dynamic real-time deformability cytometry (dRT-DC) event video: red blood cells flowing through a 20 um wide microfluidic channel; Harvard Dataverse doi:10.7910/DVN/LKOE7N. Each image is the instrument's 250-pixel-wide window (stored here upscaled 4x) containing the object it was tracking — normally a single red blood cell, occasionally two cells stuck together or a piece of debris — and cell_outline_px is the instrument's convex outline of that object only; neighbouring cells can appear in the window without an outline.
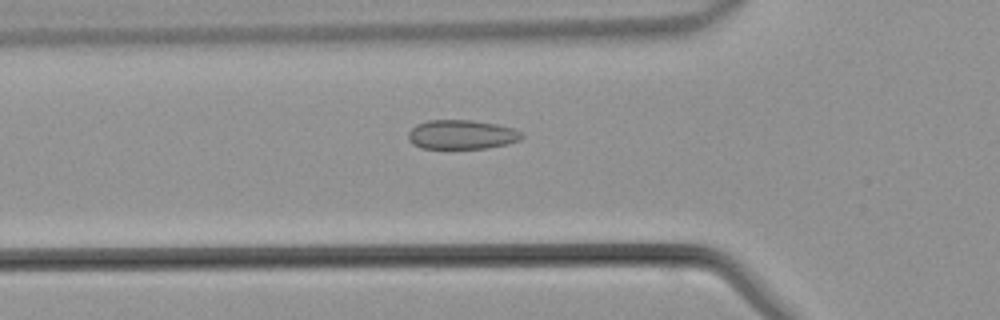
{"species": "common noctule bat (a hibernating species)", "species_latin": "Nyctalus noctula", "temperature_condition": "warm", "stored_images_in_passage": 43, "camera_frame_rate_fps": 3000, "um_per_image_px": 0.085, "animal": {"sex": "male", "body_mass_g": 21.5, "forearm_length_mm": 52.0}, "frame": {"image": 1, "passage_image": 14, "time_ms": 4.333, "image_size_px": [1000, 320], "cell_outline_px": [[524, 136], [520, 140], [504, 144], [484, 148], [420, 148], [412, 144], [408, 140], [408, 132], [416, 124], [428, 120], [472, 120], [496, 124], [516, 128], [524, 132]], "centroid_in_image_um": [39.25, 11.43], "position_along_channel_um": 86.6, "area_um2": 19.48}}
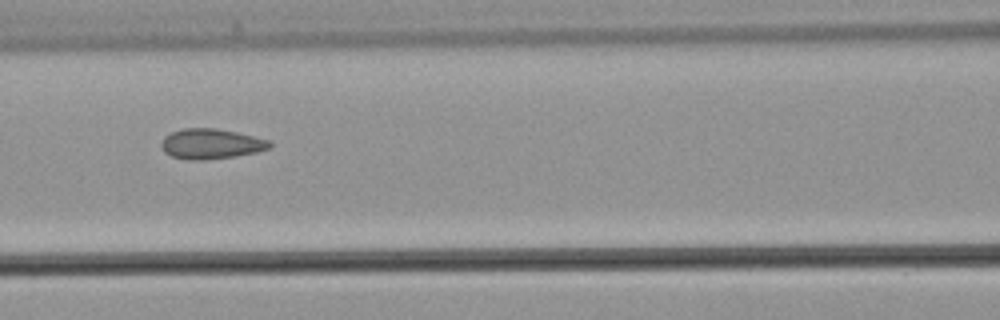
{"frame": {"image": 2, "passage_image": 18, "time_ms": 5.667, "image_size_px": [1000, 320], "cell_outline_px": [[272, 144], [268, 148], [256, 152], [236, 156], [204, 160], [192, 160], [172, 156], [164, 152], [160, 144], [164, 136], [172, 132], [184, 128], [216, 128], [236, 132], [272, 140]], "centroid_in_image_um": [17.94, 12.22], "position_along_channel_um": 148.7, "area_um2": 19.07}}
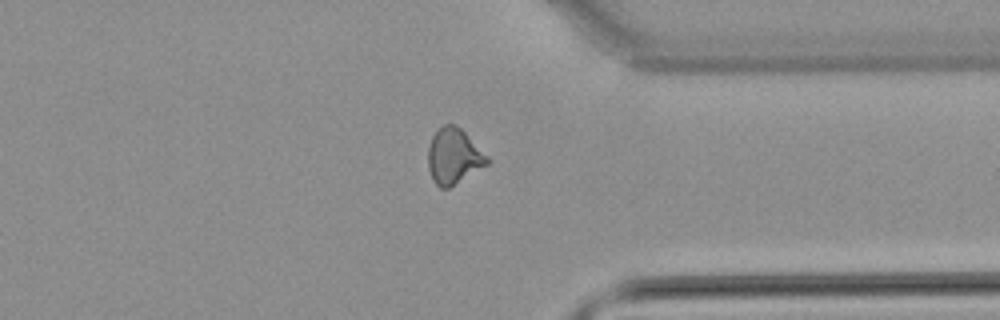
{"frame": {"image": 3, "passage_image": 33, "time_ms": 10.667, "image_size_px": [1000, 320], "cell_outline_px": [[488, 164], [448, 188], [440, 188], [432, 180], [428, 168], [428, 148], [432, 136], [444, 124], [456, 124], [488, 156]], "centroid_in_image_um": [38.54, 13.28], "position_along_channel_um": 372.9, "area_um2": 18.9}}